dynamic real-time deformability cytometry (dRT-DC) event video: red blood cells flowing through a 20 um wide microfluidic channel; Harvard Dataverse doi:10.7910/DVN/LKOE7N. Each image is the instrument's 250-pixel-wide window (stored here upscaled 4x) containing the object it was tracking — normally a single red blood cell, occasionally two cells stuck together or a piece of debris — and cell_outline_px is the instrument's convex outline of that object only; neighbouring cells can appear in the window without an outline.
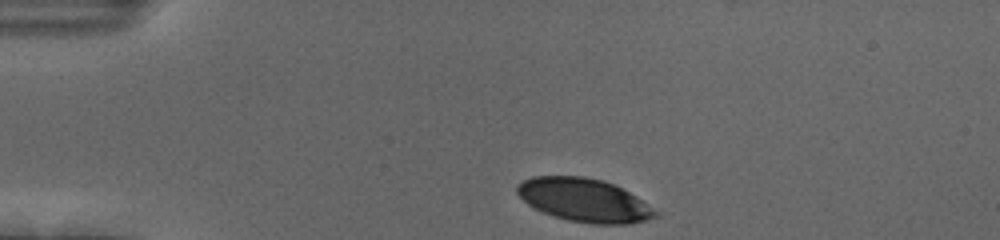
{"species": "human", "species_latin": "Homo sapiens", "temperature_condition": "cold", "stored_images_in_passage": 35, "camera_frame_rate_fps": 3000, "um_per_image_px": 0.085, "donor": {"sex": "female"}, "frame": {"image": 1, "passage_image": 1, "time_ms": 0.0, "image_size_px": [1000, 240], "cell_outline_px": [[660, 216], [644, 220], [624, 224], [592, 224], [568, 220], [544, 212], [528, 204], [516, 192], [516, 184], [532, 176], [584, 176], [604, 180], [628, 192], [660, 212]], "centroid_in_image_um": [49.65, 17.0], "position_along_channel_um": 35.3, "area_um2": 34.62}}
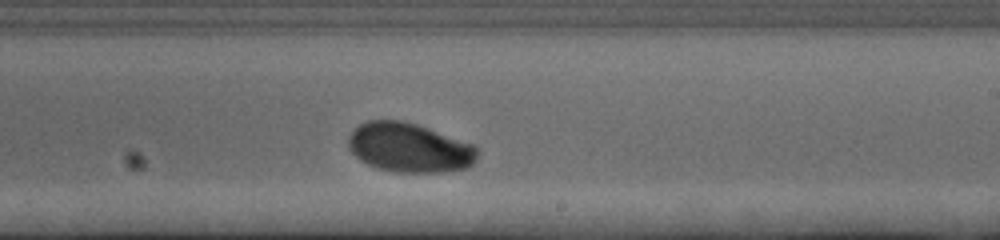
{"frame": {"image": 2, "passage_image": 23, "time_ms": 7.333, "image_size_px": [1000, 240], "cell_outline_px": [[476, 160], [468, 168], [444, 172], [396, 172], [376, 168], [360, 160], [348, 148], [348, 136], [360, 124], [368, 120], [400, 120], [416, 124], [476, 144]], "centroid_in_image_um": [34.8, 12.55], "position_along_channel_um": 254.2, "area_um2": 37.22}}
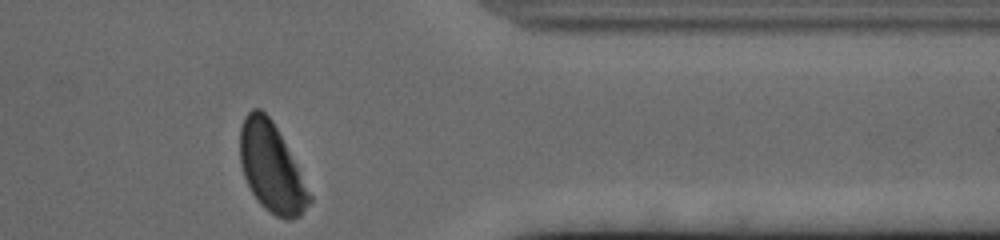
{"frame": {"image": 3, "passage_image": 35, "time_ms": 11.333, "image_size_px": [1000, 240], "cell_outline_px": [[312, 200], [300, 216], [292, 220], [284, 220], [276, 216], [264, 208], [260, 204], [252, 192], [244, 176], [240, 160], [240, 128], [244, 116], [252, 108], [260, 108], [272, 120], [312, 196]], "centroid_in_image_um": [23.06, 14.27], "position_along_channel_um": 388.3, "area_um2": 35.43}, "authors_computed_cell_mechanics": {"area_um2": 36.992, "velocity_mm_per_s": 3.6663, "shape_relaxation_time_tau1_ms": 2.4529, "shape_relaxation_time_tau2_ms": null, "deformation_change_tau1": 0.1335, "deformation_change_tau2": null}}